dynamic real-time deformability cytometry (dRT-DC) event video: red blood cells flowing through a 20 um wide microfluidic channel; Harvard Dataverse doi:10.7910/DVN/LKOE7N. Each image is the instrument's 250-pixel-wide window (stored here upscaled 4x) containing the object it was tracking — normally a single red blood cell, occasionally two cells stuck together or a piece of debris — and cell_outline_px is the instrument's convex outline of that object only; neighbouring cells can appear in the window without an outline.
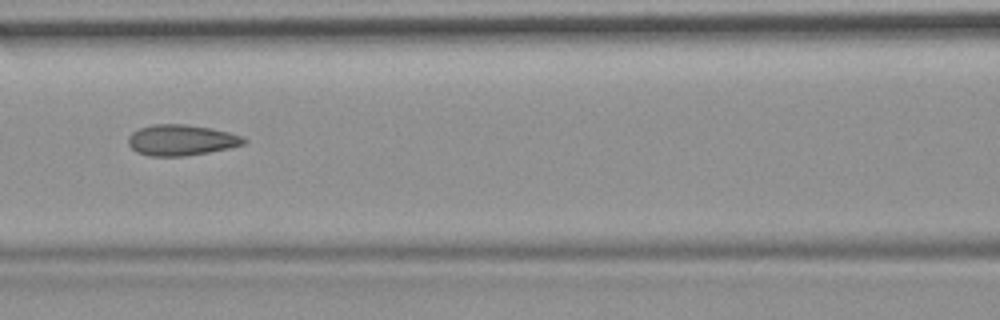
{"species": "common noctule bat (a hibernating species)", "species_latin": "Nyctalus noctula", "temperature_condition": "room temperature", "stored_images_in_passage": 7, "camera_frame_rate_fps": 3000, "um_per_image_px": 0.085, "animal": {"sex": "female", "body_mass_g": 19.9}, "frame": {"image": 1, "passage_image": 7, "time_ms": 2.0, "image_size_px": [1000, 320], "cell_outline_px": [[248, 140], [244, 144], [228, 148], [208, 152], [184, 156], [148, 156], [136, 152], [128, 144], [128, 136], [132, 132], [140, 128], [152, 124], [184, 124], [212, 128], [244, 136]], "centroid_in_image_um": [15.4, 11.9], "position_along_channel_um": 151.2, "area_um2": 20.87}}